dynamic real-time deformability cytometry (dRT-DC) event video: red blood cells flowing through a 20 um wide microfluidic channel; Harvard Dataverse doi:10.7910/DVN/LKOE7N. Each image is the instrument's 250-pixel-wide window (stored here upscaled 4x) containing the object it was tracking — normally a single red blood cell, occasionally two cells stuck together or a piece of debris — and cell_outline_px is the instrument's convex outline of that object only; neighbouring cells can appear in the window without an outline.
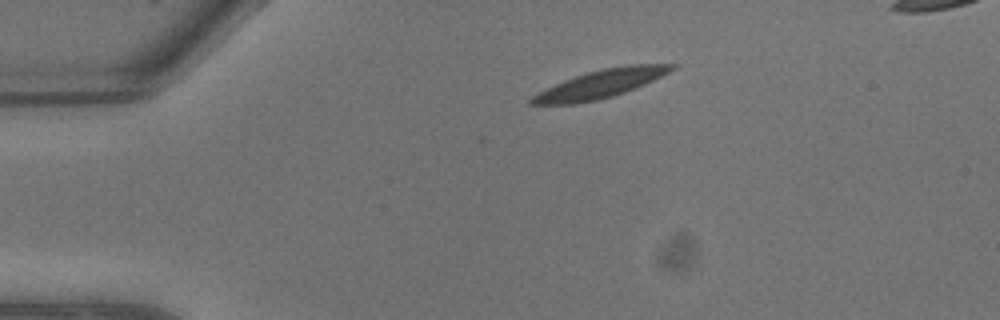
{"species": "common noctule bat (a hibernating species)", "species_latin": "Nyctalus noctula", "temperature_condition": "warm", "stored_images_in_passage": 6, "camera_frame_rate_fps": 3000, "um_per_image_px": 0.085, "animal": {"sex": "male", "body_mass_g": 13.3}, "frame": {"image": 1, "passage_image": 1, "time_ms": 0.0, "image_size_px": [1000, 320], "cell_outline_px": [[676, 68], [636, 88], [612, 96], [596, 100], [572, 104], [528, 104], [528, 100], [532, 96], [564, 80], [588, 72], [604, 68], [628, 64], [676, 64]], "centroid_in_image_um": [51.05, 7.13], "position_along_channel_um": 34.0, "area_um2": 22.48}}
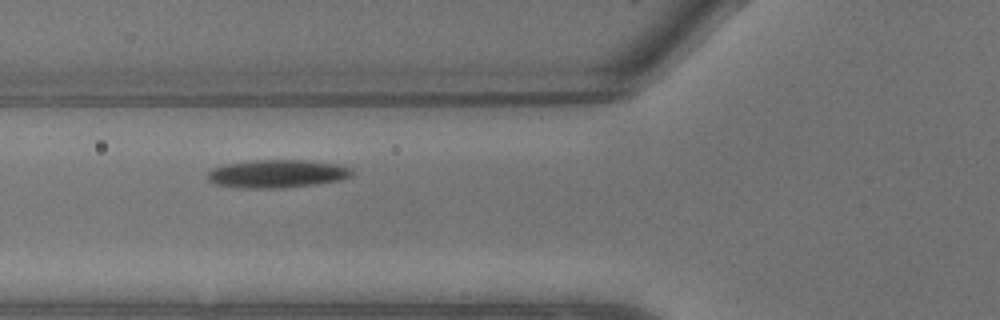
{"frame": {"image": 2, "passage_image": 5, "time_ms": 1.333, "image_size_px": [1000, 320], "cell_outline_px": [[352, 176], [340, 180], [316, 184], [284, 188], [240, 188], [216, 184], [208, 180], [208, 172], [212, 168], [228, 164], [256, 160], [304, 160], [336, 164], [352, 168]], "centroid_in_image_um": [23.57, 14.77], "position_along_channel_um": 102.2, "area_um2": 23.52}}